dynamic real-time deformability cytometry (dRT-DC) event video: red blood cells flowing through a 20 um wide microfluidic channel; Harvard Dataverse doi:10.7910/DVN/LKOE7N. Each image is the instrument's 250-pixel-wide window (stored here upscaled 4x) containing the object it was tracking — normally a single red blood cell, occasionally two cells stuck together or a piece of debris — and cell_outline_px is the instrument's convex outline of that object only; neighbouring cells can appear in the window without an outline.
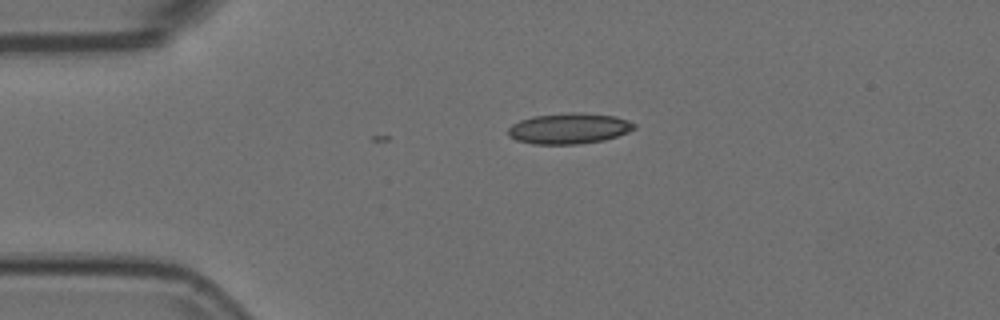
{"species": "Egyptian fruit bat (a non-hibernating species)", "species_latin": "Rousettus aegyptiacus", "temperature_condition": "room temperature", "stored_images_in_passage": 4, "camera_frame_rate_fps": 3000, "um_per_image_px": 0.085, "animal": {"sex": "female"}, "frame": {"image": 1, "passage_image": 1, "time_ms": 0.0, "image_size_px": [1000, 320], "cell_outline_px": [[636, 128], [628, 132], [604, 140], [576, 144], [532, 144], [516, 140], [508, 136], [508, 128], [512, 124], [520, 120], [532, 116], [568, 112], [576, 112], [616, 116], [628, 120], [636, 124]], "centroid_in_image_um": [48.35, 10.91], "position_along_channel_um": 36.6, "area_um2": 22.72}}